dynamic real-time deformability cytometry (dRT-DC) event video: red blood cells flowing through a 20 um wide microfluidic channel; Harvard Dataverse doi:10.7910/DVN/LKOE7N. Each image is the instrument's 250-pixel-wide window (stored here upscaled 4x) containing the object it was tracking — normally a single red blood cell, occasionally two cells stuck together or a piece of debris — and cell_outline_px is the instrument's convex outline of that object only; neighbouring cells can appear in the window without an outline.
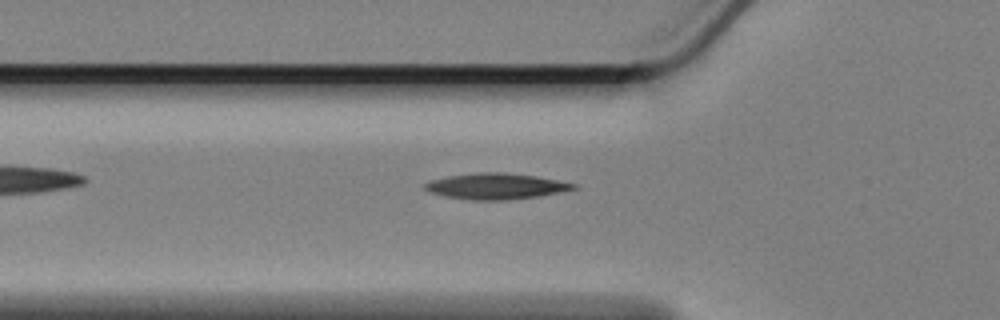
{"species": "Egyptian fruit bat (a non-hibernating species)", "species_latin": "Rousettus aegyptiacus", "temperature_condition": "cold", "stored_images_in_passage": 38, "camera_frame_rate_fps": 3000, "um_per_image_px": 0.085, "animal": {"sex": "female"}, "frame": {"image": 1, "passage_image": 3, "time_ms": 0.667, "image_size_px": [1000, 320], "cell_outline_px": [[576, 188], [560, 192], [540, 196], [504, 200], [476, 200], [448, 196], [432, 192], [424, 188], [424, 184], [432, 180], [448, 176], [476, 172], [504, 172], [536, 176], [576, 184]], "centroid_in_image_um": [42.17, 15.82], "position_along_channel_um": 83.6, "area_um2": 22.08}}
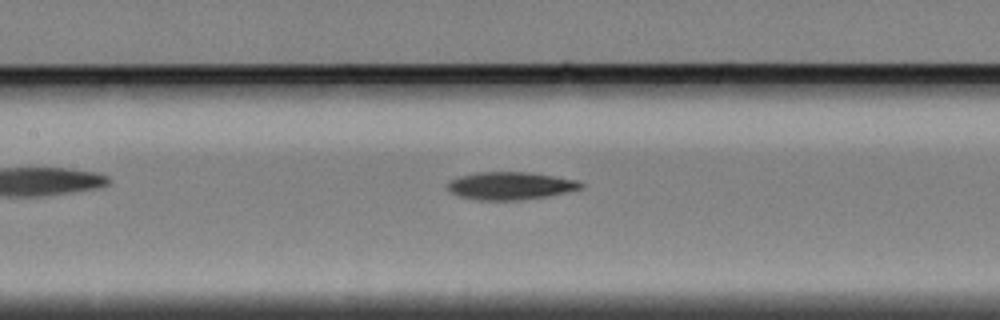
{"frame": {"image": 2, "passage_image": 10, "time_ms": 3.0, "image_size_px": [1000, 320], "cell_outline_px": [[584, 188], [548, 196], [520, 200], [480, 200], [460, 196], [452, 192], [444, 184], [448, 180], [460, 176], [476, 172], [528, 172], [580, 180], [584, 184]], "centroid_in_image_um": [43.4, 15.78], "position_along_channel_um": 164.0, "area_um2": 21.68}}
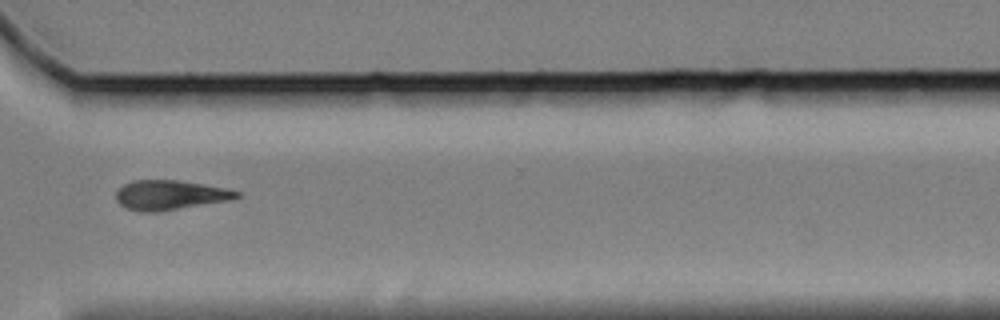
{"frame": {"image": 3, "passage_image": 27, "time_ms": 8.667, "image_size_px": [1000, 320], "cell_outline_px": [[240, 196], [228, 200], [156, 212], [140, 212], [128, 208], [120, 204], [116, 200], [116, 192], [124, 184], [132, 180], [176, 180], [224, 188], [240, 192]], "centroid_in_image_um": [14.39, 16.58], "position_along_channel_um": 356.2, "area_um2": 20.4}, "authors_computed_cell_mechanics": {"area_um2": 21.1259, "velocity_mm_per_s": 3.3925, "shape_relaxation_time_tau1_ms": 5.4288, "shape_relaxation_time_tau2_ms": null, "deformation_change_tau1": 0.1124, "deformation_change_tau2": null}}